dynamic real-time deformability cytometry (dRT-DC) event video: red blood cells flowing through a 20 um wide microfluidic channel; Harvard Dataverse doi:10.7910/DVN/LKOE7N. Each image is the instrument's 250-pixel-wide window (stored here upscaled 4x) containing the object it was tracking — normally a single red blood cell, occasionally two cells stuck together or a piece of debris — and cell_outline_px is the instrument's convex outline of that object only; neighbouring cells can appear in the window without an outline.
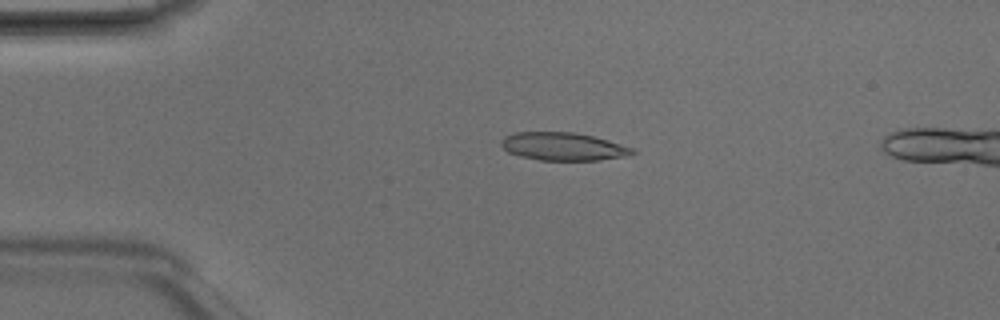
{"species": "Egyptian fruit bat (a non-hibernating species)", "species_latin": "Rousettus aegyptiacus", "temperature_condition": "room temperature", "stored_images_in_passage": 5, "camera_frame_rate_fps": 3000, "um_per_image_px": 0.085, "animal": {"sex": "male"}, "frame": {"image": 1, "passage_image": 3, "time_ms": 0.667, "image_size_px": [1000, 320], "cell_outline_px": [[636, 152], [624, 156], [600, 160], [540, 160], [520, 156], [508, 152], [500, 144], [500, 140], [504, 136], [516, 132], [576, 132], [608, 140], [636, 148]], "centroid_in_image_um": [47.87, 12.44], "position_along_channel_um": 37.1, "area_um2": 21.44}}